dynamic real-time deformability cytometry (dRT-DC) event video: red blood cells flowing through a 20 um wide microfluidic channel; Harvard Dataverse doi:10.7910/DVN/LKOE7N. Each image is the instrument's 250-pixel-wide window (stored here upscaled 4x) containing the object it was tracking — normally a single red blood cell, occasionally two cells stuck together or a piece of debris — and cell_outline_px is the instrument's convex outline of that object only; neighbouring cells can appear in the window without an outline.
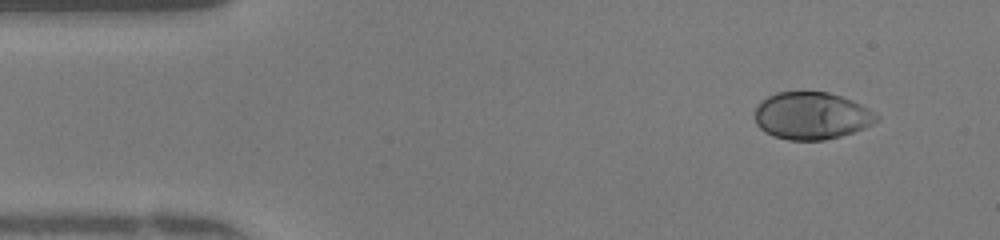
{"species": "human", "species_latin": "Homo sapiens", "temperature_condition": "warm", "stored_images_in_passage": 47, "camera_frame_rate_fps": 3000, "um_per_image_px": 0.085, "donor": {"sex": "female"}, "frame": {"image": 1, "passage_image": 4, "time_ms": 1.0, "image_size_px": [1000, 240], "cell_outline_px": [[880, 116], [872, 124], [864, 128], [840, 136], [824, 140], [788, 140], [772, 136], [764, 132], [756, 124], [756, 108], [768, 96], [776, 92], [828, 92], [852, 100], [860, 104]], "centroid_in_image_um": [68.97, 9.85], "position_along_channel_um": 16.0, "area_um2": 33.29}}
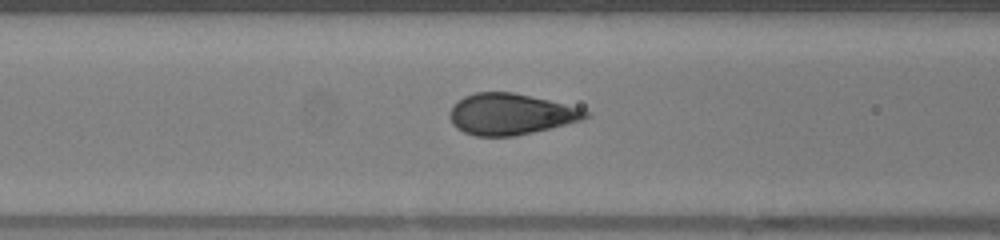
{"frame": {"image": 2, "passage_image": 18, "time_ms": 5.667, "image_size_px": [1000, 240], "cell_outline_px": [[592, 116], [580, 120], [516, 136], [476, 136], [464, 132], [456, 128], [452, 124], [448, 116], [448, 112], [452, 104], [464, 96], [476, 92], [512, 92], [548, 100], [580, 108], [592, 112]], "centroid_in_image_um": [43.35, 9.7], "position_along_channel_um": 123.3, "area_um2": 32.54}}
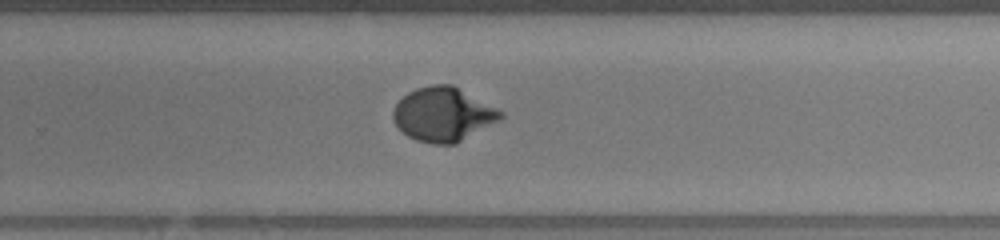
{"frame": {"image": 3, "passage_image": 30, "time_ms": 9.667, "image_size_px": [1000, 240], "cell_outline_px": [[504, 116], [500, 120], [456, 144], [432, 144], [416, 140], [408, 136], [392, 120], [392, 112], [396, 104], [408, 92], [416, 88], [432, 84], [452, 84], [504, 112]], "centroid_in_image_um": [37.67, 9.72], "position_along_channel_um": 292.1, "area_um2": 33.81}, "authors_computed_cell_mechanics": {"area_um2": 33.2928, "velocity_mm_per_s": 4.2252, "shape_relaxation_time_tau1_ms": 4.1681, "shape_relaxation_time_tau2_ms": null, "deformation_change_tau1": 0.2516, "deformation_change_tau2": null}}